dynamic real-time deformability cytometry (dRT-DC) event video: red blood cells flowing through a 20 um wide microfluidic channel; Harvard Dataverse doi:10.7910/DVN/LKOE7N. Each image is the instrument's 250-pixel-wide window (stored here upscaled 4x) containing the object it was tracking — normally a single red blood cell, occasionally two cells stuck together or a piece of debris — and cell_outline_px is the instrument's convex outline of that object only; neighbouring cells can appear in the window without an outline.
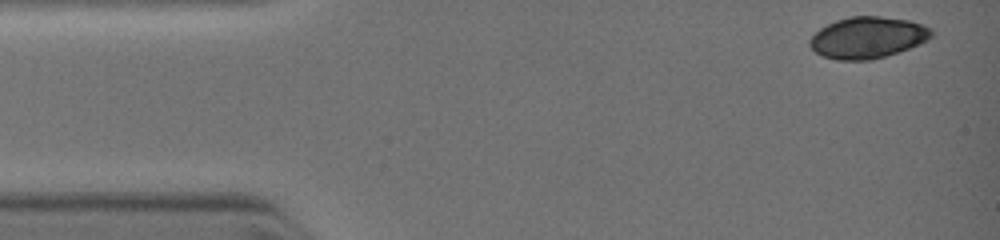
{"species": "common noctule bat (a hibernating species)", "species_latin": "Nyctalus noctula", "temperature_condition": "warm", "stored_images_in_passage": 5, "camera_frame_rate_fps": 3000, "um_per_image_px": 0.085, "animal": {"sex": "female", "body_mass_g": 19.0, "forearm_length_mm": 51.5}, "frame": {"image": 1, "passage_image": 1, "time_ms": 0.0, "image_size_px": [1000, 240], "cell_outline_px": [[932, 36], [928, 40], [920, 44], [872, 60], [836, 60], [824, 56], [816, 52], [808, 44], [808, 40], [820, 28], [836, 20], [852, 16], [880, 16], [908, 20], [932, 28]], "centroid_in_image_um": [73.74, 3.19], "position_along_channel_um": 11.3, "area_um2": 29.25}}
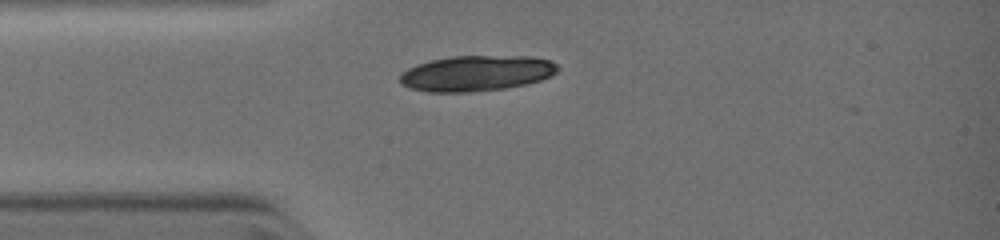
{"frame": {"image": 2, "passage_image": 5, "time_ms": 2.333, "image_size_px": [1000, 240], "cell_outline_px": [[560, 68], [552, 76], [528, 84], [504, 88], [472, 92], [428, 92], [408, 88], [400, 84], [400, 76], [408, 68], [416, 64], [432, 60], [452, 56], [532, 56], [552, 60]], "centroid_in_image_um": [40.52, 6.23], "position_along_channel_um": 44.5, "area_um2": 33.0}}